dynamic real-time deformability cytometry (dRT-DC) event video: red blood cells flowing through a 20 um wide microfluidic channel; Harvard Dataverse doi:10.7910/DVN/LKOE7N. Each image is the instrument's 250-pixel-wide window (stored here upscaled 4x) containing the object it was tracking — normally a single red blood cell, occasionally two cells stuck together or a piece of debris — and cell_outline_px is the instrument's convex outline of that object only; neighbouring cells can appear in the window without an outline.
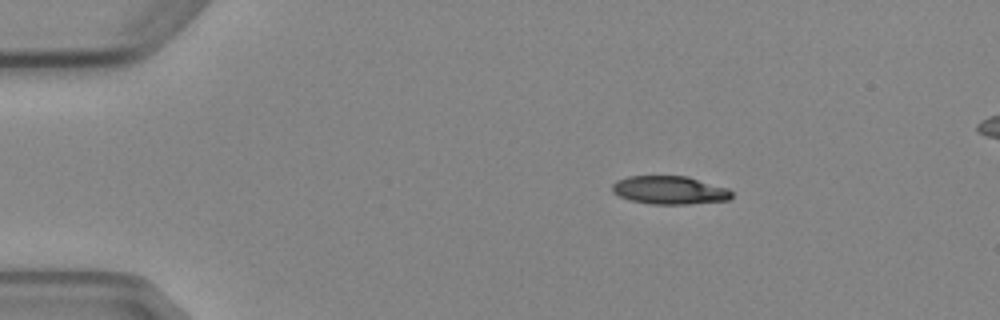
{"species": "Egyptian fruit bat (a non-hibernating species)", "species_latin": "Rousettus aegyptiacus", "temperature_condition": "cold", "stored_images_in_passage": 4, "camera_frame_rate_fps": 3000, "um_per_image_px": 0.085, "animal": {"sex": "female"}, "frame": {"image": 1, "passage_image": 1, "time_ms": 0.0, "image_size_px": [1000, 320], "cell_outline_px": [[732, 196], [728, 200], [688, 204], [652, 204], [628, 200], [612, 192], [612, 184], [616, 180], [628, 176], [688, 176], [728, 188], [732, 192]], "centroid_in_image_um": [56.9, 16.16], "position_along_channel_um": 28.1, "area_um2": 19.77}}